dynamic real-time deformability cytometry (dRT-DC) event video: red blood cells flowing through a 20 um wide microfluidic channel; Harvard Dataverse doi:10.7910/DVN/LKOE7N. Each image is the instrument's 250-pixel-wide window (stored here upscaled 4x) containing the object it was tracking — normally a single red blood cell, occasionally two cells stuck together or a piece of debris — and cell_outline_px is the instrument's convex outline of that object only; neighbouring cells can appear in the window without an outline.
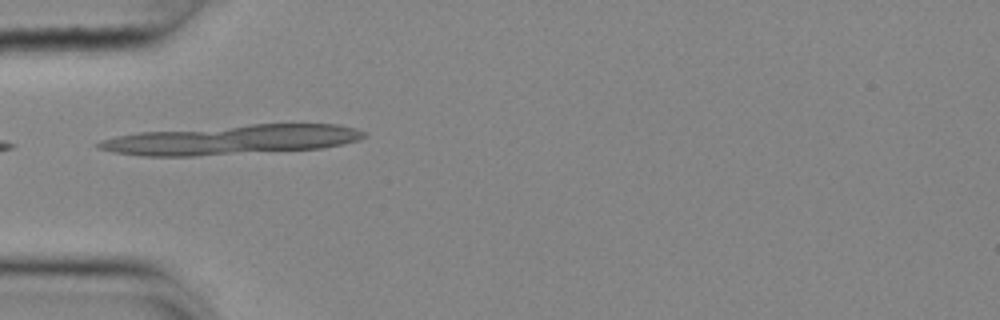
{"species": "common noctule bat (a hibernating species)", "species_latin": "Nyctalus noctula", "temperature_condition": "cold", "stored_images_in_passage": 5, "camera_frame_rate_fps": 3000, "um_per_image_px": 0.085, "animal": {"sex": "female", "body_mass_g": 25.1}, "frame": {"image": 1, "passage_image": 1, "time_ms": 0.0, "image_size_px": [1000, 320], "cell_outline_px": [[364, 136], [360, 140], [344, 144], [324, 148], [196, 156], [144, 156], [116, 152], [96, 148], [96, 144], [100, 140], [140, 132], [252, 124], [340, 124], [356, 128], [364, 132]], "centroid_in_image_um": [19.73, 11.88], "position_along_channel_um": 65.3, "area_um2": 45.6}}